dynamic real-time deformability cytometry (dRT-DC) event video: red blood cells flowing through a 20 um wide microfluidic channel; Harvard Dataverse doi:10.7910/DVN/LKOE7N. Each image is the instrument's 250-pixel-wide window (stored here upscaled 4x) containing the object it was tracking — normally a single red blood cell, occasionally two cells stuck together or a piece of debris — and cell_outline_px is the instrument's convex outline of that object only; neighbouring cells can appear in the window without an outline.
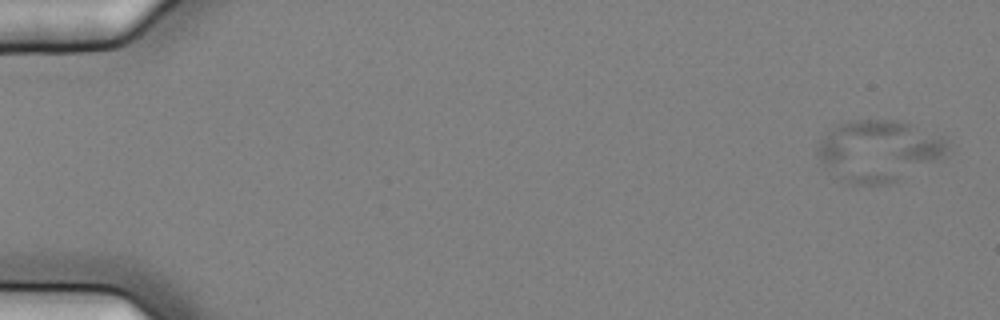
{"species": "common noctule bat (a hibernating species)", "species_latin": "Nyctalus noctula", "temperature_condition": "cold", "stored_images_in_passage": 7, "camera_frame_rate_fps": 3000, "um_per_image_px": 0.085, "animal": {"sex": "female", "body_mass_g": 25.1}, "frame": {"image": 1, "passage_image": 1, "time_ms": 0.0, "image_size_px": [1000, 320], "cell_outline_px": [[948, 148], [944, 156], [940, 160], [888, 184], [852, 184], [832, 176], [816, 156], [816, 148], [828, 132], [840, 124], [852, 120], [900, 120], [912, 124], [944, 136], [948, 140]], "centroid_in_image_um": [74.71, 12.81], "position_along_channel_um": 10.3, "area_um2": 46.59}}
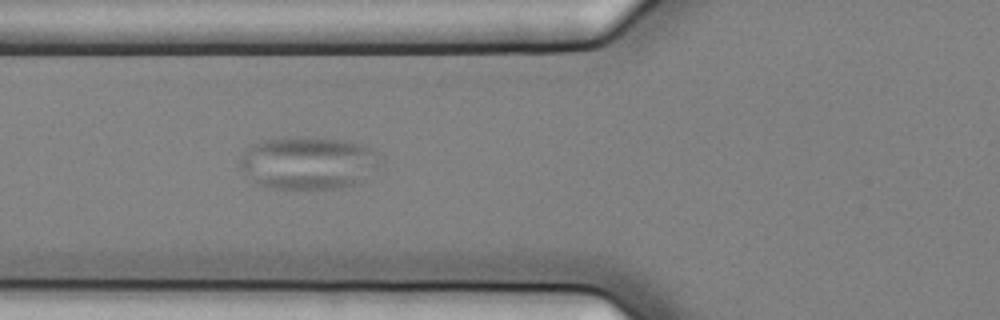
{"frame": {"image": 2, "passage_image": 7, "time_ms": 2.0, "image_size_px": [1000, 320], "cell_outline_px": [[372, 156], [364, 180], [340, 188], [272, 188], [256, 184], [248, 180], [240, 168], [240, 156], [252, 144], [264, 140], [284, 136], [292, 136], [344, 140], [360, 144], [372, 148]], "centroid_in_image_um": [25.97, 13.84], "position_along_channel_um": 99.8, "area_um2": 42.02}}